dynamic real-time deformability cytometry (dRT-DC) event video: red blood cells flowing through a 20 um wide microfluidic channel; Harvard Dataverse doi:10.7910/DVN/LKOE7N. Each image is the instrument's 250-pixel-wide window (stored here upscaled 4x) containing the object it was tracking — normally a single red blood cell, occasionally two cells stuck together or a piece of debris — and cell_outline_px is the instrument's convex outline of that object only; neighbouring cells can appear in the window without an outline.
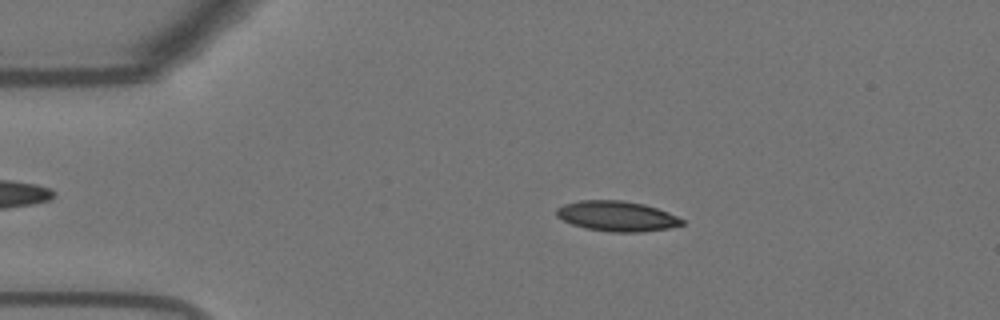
{"species": "Egyptian fruit bat (a non-hibernating species)", "species_latin": "Rousettus aegyptiacus", "temperature_condition": "warm", "stored_images_in_passage": 54, "camera_frame_rate_fps": 3000, "um_per_image_px": 0.085, "animal": {"sex": "female"}, "frame": {"image": 1, "passage_image": 10, "time_ms": 3.0, "image_size_px": [1000, 320], "cell_outline_px": [[684, 224], [668, 228], [640, 232], [612, 232], [584, 228], [572, 224], [556, 216], [556, 208], [564, 204], [580, 200], [620, 200], [644, 204], [668, 212], [684, 220]], "centroid_in_image_um": [52.42, 18.37], "position_along_channel_um": 32.6, "area_um2": 22.02}}
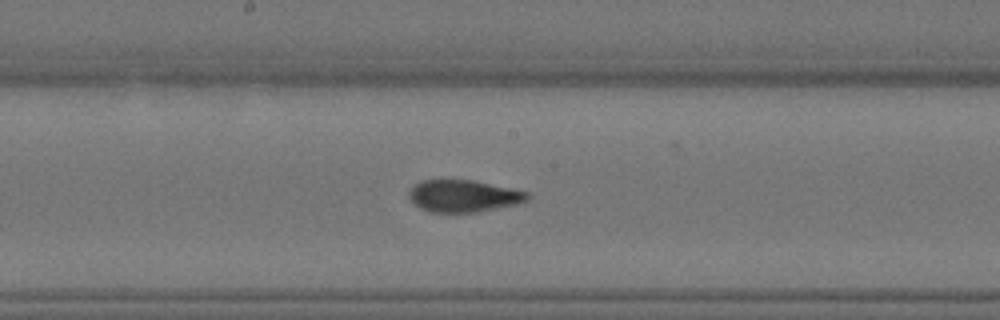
{"frame": {"image": 2, "passage_image": 28, "time_ms": 9.0, "image_size_px": [1000, 320], "cell_outline_px": [[528, 200], [524, 204], [476, 212], [428, 212], [420, 208], [408, 196], [408, 188], [412, 184], [420, 180], [440, 176], [472, 180], [528, 192]], "centroid_in_image_um": [39.33, 16.61], "position_along_channel_um": 208.9, "area_um2": 23.12}}
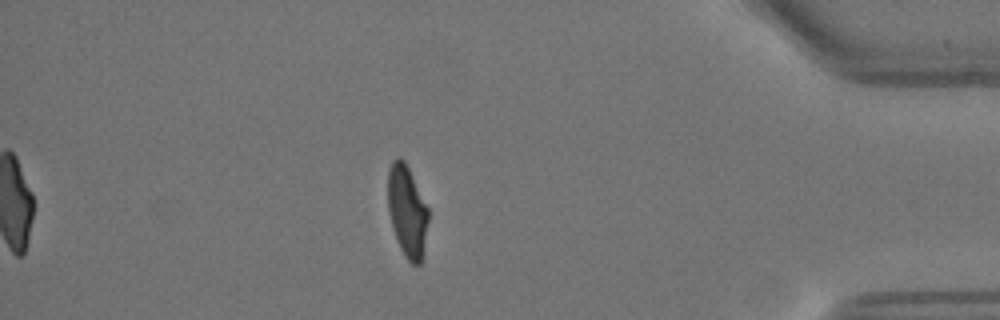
{"frame": {"image": 3, "passage_image": 47, "time_ms": 15.333, "image_size_px": [1000, 320], "cell_outline_px": [[428, 220], [424, 252], [420, 264], [412, 264], [404, 256], [396, 240], [392, 228], [388, 208], [388, 168], [392, 160], [396, 156], [400, 156], [404, 160], [428, 208]], "centroid_in_image_um": [34.59, 17.96], "position_along_channel_um": 400.6, "area_um2": 21.68}, "authors_computed_cell_mechanics": {"area_um2": 22.4842, "velocity_mm_per_s": 3.6637, "shape_relaxation_time_tau1_ms": 6.6669, "shape_relaxation_time_tau2_ms": 1.0968, "deformation_change_tau1": 0.2291, "deformation_change_tau2": 0.0729}}